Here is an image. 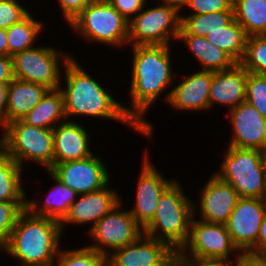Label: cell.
<instances>
[{"instance_id":"1","label":"cell","mask_w":266,"mask_h":266,"mask_svg":"<svg viewBox=\"0 0 266 266\" xmlns=\"http://www.w3.org/2000/svg\"><path fill=\"white\" fill-rule=\"evenodd\" d=\"M171 45L130 46L132 51L131 78L128 101L122 102L125 113L142 130V137H154L155 130L146 115L149 109L163 100L169 101L177 72H174ZM168 89V90H167ZM169 91V92H168ZM164 96V98L162 97ZM163 98V99H161Z\"/></svg>"},{"instance_id":"2","label":"cell","mask_w":266,"mask_h":266,"mask_svg":"<svg viewBox=\"0 0 266 266\" xmlns=\"http://www.w3.org/2000/svg\"><path fill=\"white\" fill-rule=\"evenodd\" d=\"M74 56L64 66L59 87L63 93L66 120L76 121L75 117L112 120L142 134V130L125 113L122 101L110 94L111 90H107L110 88H105V84L91 76Z\"/></svg>"},{"instance_id":"3","label":"cell","mask_w":266,"mask_h":266,"mask_svg":"<svg viewBox=\"0 0 266 266\" xmlns=\"http://www.w3.org/2000/svg\"><path fill=\"white\" fill-rule=\"evenodd\" d=\"M63 234L60 221L36 216L26 208L19 214L2 254L14 258L16 266H51L61 250Z\"/></svg>"},{"instance_id":"4","label":"cell","mask_w":266,"mask_h":266,"mask_svg":"<svg viewBox=\"0 0 266 266\" xmlns=\"http://www.w3.org/2000/svg\"><path fill=\"white\" fill-rule=\"evenodd\" d=\"M181 183L176 179L163 192L153 219L143 228V234L167 243L175 252L186 244L194 216V199Z\"/></svg>"},{"instance_id":"5","label":"cell","mask_w":266,"mask_h":266,"mask_svg":"<svg viewBox=\"0 0 266 266\" xmlns=\"http://www.w3.org/2000/svg\"><path fill=\"white\" fill-rule=\"evenodd\" d=\"M129 21L107 0H95L67 25L78 38L111 49L128 46Z\"/></svg>"},{"instance_id":"6","label":"cell","mask_w":266,"mask_h":266,"mask_svg":"<svg viewBox=\"0 0 266 266\" xmlns=\"http://www.w3.org/2000/svg\"><path fill=\"white\" fill-rule=\"evenodd\" d=\"M1 133V148L21 168L28 169L30 162L45 171L53 167V129L35 127L20 119L8 123Z\"/></svg>"},{"instance_id":"7","label":"cell","mask_w":266,"mask_h":266,"mask_svg":"<svg viewBox=\"0 0 266 266\" xmlns=\"http://www.w3.org/2000/svg\"><path fill=\"white\" fill-rule=\"evenodd\" d=\"M222 161L213 173L230 184L240 197L266 199V174L262 151L226 146Z\"/></svg>"},{"instance_id":"8","label":"cell","mask_w":266,"mask_h":266,"mask_svg":"<svg viewBox=\"0 0 266 266\" xmlns=\"http://www.w3.org/2000/svg\"><path fill=\"white\" fill-rule=\"evenodd\" d=\"M39 43L12 56L14 78L41 84L50 90L58 89L64 66L72 58L73 52Z\"/></svg>"},{"instance_id":"9","label":"cell","mask_w":266,"mask_h":266,"mask_svg":"<svg viewBox=\"0 0 266 266\" xmlns=\"http://www.w3.org/2000/svg\"><path fill=\"white\" fill-rule=\"evenodd\" d=\"M180 22V13L174 7L146 3L129 21L128 46H173L178 40Z\"/></svg>"},{"instance_id":"10","label":"cell","mask_w":266,"mask_h":266,"mask_svg":"<svg viewBox=\"0 0 266 266\" xmlns=\"http://www.w3.org/2000/svg\"><path fill=\"white\" fill-rule=\"evenodd\" d=\"M179 252L184 257L226 264H231L241 254L224 224L204 222L194 216L188 240Z\"/></svg>"},{"instance_id":"11","label":"cell","mask_w":266,"mask_h":266,"mask_svg":"<svg viewBox=\"0 0 266 266\" xmlns=\"http://www.w3.org/2000/svg\"><path fill=\"white\" fill-rule=\"evenodd\" d=\"M122 201L100 219L86 234L88 247L109 256L114 250L135 242L143 235V228L136 222ZM123 206V207H122ZM91 240V241H90Z\"/></svg>"},{"instance_id":"12","label":"cell","mask_w":266,"mask_h":266,"mask_svg":"<svg viewBox=\"0 0 266 266\" xmlns=\"http://www.w3.org/2000/svg\"><path fill=\"white\" fill-rule=\"evenodd\" d=\"M140 173L136 178L134 204L128 209L136 222L144 228L154 217L163 192L177 179L165 176L150 160V152L145 148ZM169 178V179H168Z\"/></svg>"},{"instance_id":"13","label":"cell","mask_w":266,"mask_h":266,"mask_svg":"<svg viewBox=\"0 0 266 266\" xmlns=\"http://www.w3.org/2000/svg\"><path fill=\"white\" fill-rule=\"evenodd\" d=\"M104 158L92 156L54 165L49 171L77 195L105 187L111 180L109 166Z\"/></svg>"},{"instance_id":"14","label":"cell","mask_w":266,"mask_h":266,"mask_svg":"<svg viewBox=\"0 0 266 266\" xmlns=\"http://www.w3.org/2000/svg\"><path fill=\"white\" fill-rule=\"evenodd\" d=\"M265 213L266 199L239 198L225 226L241 253H249L256 246Z\"/></svg>"},{"instance_id":"15","label":"cell","mask_w":266,"mask_h":266,"mask_svg":"<svg viewBox=\"0 0 266 266\" xmlns=\"http://www.w3.org/2000/svg\"><path fill=\"white\" fill-rule=\"evenodd\" d=\"M199 192L198 202L193 201L194 217L204 222L225 225L240 198L237 191L213 173Z\"/></svg>"},{"instance_id":"16","label":"cell","mask_w":266,"mask_h":266,"mask_svg":"<svg viewBox=\"0 0 266 266\" xmlns=\"http://www.w3.org/2000/svg\"><path fill=\"white\" fill-rule=\"evenodd\" d=\"M111 181L103 188L87 194L78 195L68 213L60 221L62 233L68 226L90 225L86 233L121 201V195L116 188H110Z\"/></svg>"},{"instance_id":"17","label":"cell","mask_w":266,"mask_h":266,"mask_svg":"<svg viewBox=\"0 0 266 266\" xmlns=\"http://www.w3.org/2000/svg\"><path fill=\"white\" fill-rule=\"evenodd\" d=\"M225 116L232 129L226 146L260 151L266 149V119L254 106L245 101Z\"/></svg>"},{"instance_id":"18","label":"cell","mask_w":266,"mask_h":266,"mask_svg":"<svg viewBox=\"0 0 266 266\" xmlns=\"http://www.w3.org/2000/svg\"><path fill=\"white\" fill-rule=\"evenodd\" d=\"M193 72L184 75L177 73L182 80L175 78L174 86L171 87L172 91L167 104L174 111L176 110V113L210 111L209 92L213 71L195 70ZM176 81L179 83L177 84Z\"/></svg>"},{"instance_id":"19","label":"cell","mask_w":266,"mask_h":266,"mask_svg":"<svg viewBox=\"0 0 266 266\" xmlns=\"http://www.w3.org/2000/svg\"><path fill=\"white\" fill-rule=\"evenodd\" d=\"M175 254L167 243L143 234L107 256V266H165Z\"/></svg>"},{"instance_id":"20","label":"cell","mask_w":266,"mask_h":266,"mask_svg":"<svg viewBox=\"0 0 266 266\" xmlns=\"http://www.w3.org/2000/svg\"><path fill=\"white\" fill-rule=\"evenodd\" d=\"M65 120L53 128V166L62 162L82 160L92 156L91 135L86 124Z\"/></svg>"},{"instance_id":"21","label":"cell","mask_w":266,"mask_h":266,"mask_svg":"<svg viewBox=\"0 0 266 266\" xmlns=\"http://www.w3.org/2000/svg\"><path fill=\"white\" fill-rule=\"evenodd\" d=\"M247 76L248 71L239 63L227 70L213 71L209 92L210 110L216 105H221L220 107H225L228 112L245 102Z\"/></svg>"},{"instance_id":"22","label":"cell","mask_w":266,"mask_h":266,"mask_svg":"<svg viewBox=\"0 0 266 266\" xmlns=\"http://www.w3.org/2000/svg\"><path fill=\"white\" fill-rule=\"evenodd\" d=\"M46 173L51 177L54 185L48 192L46 191L43 203L37 200L36 197L32 199L27 195L26 208L36 216H45L61 221L78 195L49 170H46Z\"/></svg>"},{"instance_id":"23","label":"cell","mask_w":266,"mask_h":266,"mask_svg":"<svg viewBox=\"0 0 266 266\" xmlns=\"http://www.w3.org/2000/svg\"><path fill=\"white\" fill-rule=\"evenodd\" d=\"M183 43L193 55L199 70L222 71L232 68L236 62L222 49L207 40L206 37L191 34H179L176 43Z\"/></svg>"},{"instance_id":"24","label":"cell","mask_w":266,"mask_h":266,"mask_svg":"<svg viewBox=\"0 0 266 266\" xmlns=\"http://www.w3.org/2000/svg\"><path fill=\"white\" fill-rule=\"evenodd\" d=\"M49 90L44 85L14 78L8 87L6 125L12 121L22 119L41 101Z\"/></svg>"},{"instance_id":"25","label":"cell","mask_w":266,"mask_h":266,"mask_svg":"<svg viewBox=\"0 0 266 266\" xmlns=\"http://www.w3.org/2000/svg\"><path fill=\"white\" fill-rule=\"evenodd\" d=\"M22 120L32 126L53 129L66 120L62 91L49 90L41 101Z\"/></svg>"},{"instance_id":"26","label":"cell","mask_w":266,"mask_h":266,"mask_svg":"<svg viewBox=\"0 0 266 266\" xmlns=\"http://www.w3.org/2000/svg\"><path fill=\"white\" fill-rule=\"evenodd\" d=\"M24 170L0 148V201L26 202L28 188L24 186Z\"/></svg>"},{"instance_id":"27","label":"cell","mask_w":266,"mask_h":266,"mask_svg":"<svg viewBox=\"0 0 266 266\" xmlns=\"http://www.w3.org/2000/svg\"><path fill=\"white\" fill-rule=\"evenodd\" d=\"M35 17V14L30 13L21 22L6 29L9 56L38 45L37 40L45 30L46 23Z\"/></svg>"},{"instance_id":"28","label":"cell","mask_w":266,"mask_h":266,"mask_svg":"<svg viewBox=\"0 0 266 266\" xmlns=\"http://www.w3.org/2000/svg\"><path fill=\"white\" fill-rule=\"evenodd\" d=\"M179 34H191L206 37L209 32L224 30L234 20V11L211 12L208 14H180Z\"/></svg>"},{"instance_id":"29","label":"cell","mask_w":266,"mask_h":266,"mask_svg":"<svg viewBox=\"0 0 266 266\" xmlns=\"http://www.w3.org/2000/svg\"><path fill=\"white\" fill-rule=\"evenodd\" d=\"M235 20L246 35H266V0H233Z\"/></svg>"},{"instance_id":"30","label":"cell","mask_w":266,"mask_h":266,"mask_svg":"<svg viewBox=\"0 0 266 266\" xmlns=\"http://www.w3.org/2000/svg\"><path fill=\"white\" fill-rule=\"evenodd\" d=\"M206 38L226 52L236 63H240L245 53L248 36L236 20L224 27V30L209 32Z\"/></svg>"},{"instance_id":"31","label":"cell","mask_w":266,"mask_h":266,"mask_svg":"<svg viewBox=\"0 0 266 266\" xmlns=\"http://www.w3.org/2000/svg\"><path fill=\"white\" fill-rule=\"evenodd\" d=\"M51 266H107V257L87 244L76 249L61 247Z\"/></svg>"},{"instance_id":"32","label":"cell","mask_w":266,"mask_h":266,"mask_svg":"<svg viewBox=\"0 0 266 266\" xmlns=\"http://www.w3.org/2000/svg\"><path fill=\"white\" fill-rule=\"evenodd\" d=\"M248 72L266 75V35L249 36L240 63Z\"/></svg>"},{"instance_id":"33","label":"cell","mask_w":266,"mask_h":266,"mask_svg":"<svg viewBox=\"0 0 266 266\" xmlns=\"http://www.w3.org/2000/svg\"><path fill=\"white\" fill-rule=\"evenodd\" d=\"M24 209H26V202L0 201V253L8 243L17 218Z\"/></svg>"},{"instance_id":"34","label":"cell","mask_w":266,"mask_h":266,"mask_svg":"<svg viewBox=\"0 0 266 266\" xmlns=\"http://www.w3.org/2000/svg\"><path fill=\"white\" fill-rule=\"evenodd\" d=\"M245 101L254 106L266 119V75L248 72Z\"/></svg>"},{"instance_id":"35","label":"cell","mask_w":266,"mask_h":266,"mask_svg":"<svg viewBox=\"0 0 266 266\" xmlns=\"http://www.w3.org/2000/svg\"><path fill=\"white\" fill-rule=\"evenodd\" d=\"M21 0H0V28L8 29L25 19L31 10ZM28 9V10H27Z\"/></svg>"},{"instance_id":"36","label":"cell","mask_w":266,"mask_h":266,"mask_svg":"<svg viewBox=\"0 0 266 266\" xmlns=\"http://www.w3.org/2000/svg\"><path fill=\"white\" fill-rule=\"evenodd\" d=\"M185 15L208 14L211 12L234 11L233 0H189ZM191 10V11H189Z\"/></svg>"},{"instance_id":"37","label":"cell","mask_w":266,"mask_h":266,"mask_svg":"<svg viewBox=\"0 0 266 266\" xmlns=\"http://www.w3.org/2000/svg\"><path fill=\"white\" fill-rule=\"evenodd\" d=\"M60 8L61 16L66 24H70L72 20L90 3L95 0H55Z\"/></svg>"},{"instance_id":"38","label":"cell","mask_w":266,"mask_h":266,"mask_svg":"<svg viewBox=\"0 0 266 266\" xmlns=\"http://www.w3.org/2000/svg\"><path fill=\"white\" fill-rule=\"evenodd\" d=\"M124 18L130 21L145 6L146 0H107Z\"/></svg>"},{"instance_id":"39","label":"cell","mask_w":266,"mask_h":266,"mask_svg":"<svg viewBox=\"0 0 266 266\" xmlns=\"http://www.w3.org/2000/svg\"><path fill=\"white\" fill-rule=\"evenodd\" d=\"M230 266H266V257L241 253Z\"/></svg>"},{"instance_id":"40","label":"cell","mask_w":266,"mask_h":266,"mask_svg":"<svg viewBox=\"0 0 266 266\" xmlns=\"http://www.w3.org/2000/svg\"><path fill=\"white\" fill-rule=\"evenodd\" d=\"M14 79L12 56L0 54V82L10 83Z\"/></svg>"},{"instance_id":"41","label":"cell","mask_w":266,"mask_h":266,"mask_svg":"<svg viewBox=\"0 0 266 266\" xmlns=\"http://www.w3.org/2000/svg\"><path fill=\"white\" fill-rule=\"evenodd\" d=\"M253 255L266 257V213L264 214L256 246L249 252Z\"/></svg>"},{"instance_id":"42","label":"cell","mask_w":266,"mask_h":266,"mask_svg":"<svg viewBox=\"0 0 266 266\" xmlns=\"http://www.w3.org/2000/svg\"><path fill=\"white\" fill-rule=\"evenodd\" d=\"M9 84L10 83L0 82V131L6 126Z\"/></svg>"},{"instance_id":"43","label":"cell","mask_w":266,"mask_h":266,"mask_svg":"<svg viewBox=\"0 0 266 266\" xmlns=\"http://www.w3.org/2000/svg\"><path fill=\"white\" fill-rule=\"evenodd\" d=\"M157 2V0H155ZM189 0H158V2L154 3V0H146V3L153 2L154 4L166 5L170 7H174L180 14L184 13V8L187 6Z\"/></svg>"},{"instance_id":"44","label":"cell","mask_w":266,"mask_h":266,"mask_svg":"<svg viewBox=\"0 0 266 266\" xmlns=\"http://www.w3.org/2000/svg\"><path fill=\"white\" fill-rule=\"evenodd\" d=\"M186 266H230V264L186 257Z\"/></svg>"},{"instance_id":"45","label":"cell","mask_w":266,"mask_h":266,"mask_svg":"<svg viewBox=\"0 0 266 266\" xmlns=\"http://www.w3.org/2000/svg\"><path fill=\"white\" fill-rule=\"evenodd\" d=\"M0 54L9 56L6 29L0 28Z\"/></svg>"},{"instance_id":"46","label":"cell","mask_w":266,"mask_h":266,"mask_svg":"<svg viewBox=\"0 0 266 266\" xmlns=\"http://www.w3.org/2000/svg\"><path fill=\"white\" fill-rule=\"evenodd\" d=\"M165 266H186V257L178 251Z\"/></svg>"},{"instance_id":"47","label":"cell","mask_w":266,"mask_h":266,"mask_svg":"<svg viewBox=\"0 0 266 266\" xmlns=\"http://www.w3.org/2000/svg\"><path fill=\"white\" fill-rule=\"evenodd\" d=\"M262 158H263L265 174H266V149L262 151Z\"/></svg>"}]
</instances>
